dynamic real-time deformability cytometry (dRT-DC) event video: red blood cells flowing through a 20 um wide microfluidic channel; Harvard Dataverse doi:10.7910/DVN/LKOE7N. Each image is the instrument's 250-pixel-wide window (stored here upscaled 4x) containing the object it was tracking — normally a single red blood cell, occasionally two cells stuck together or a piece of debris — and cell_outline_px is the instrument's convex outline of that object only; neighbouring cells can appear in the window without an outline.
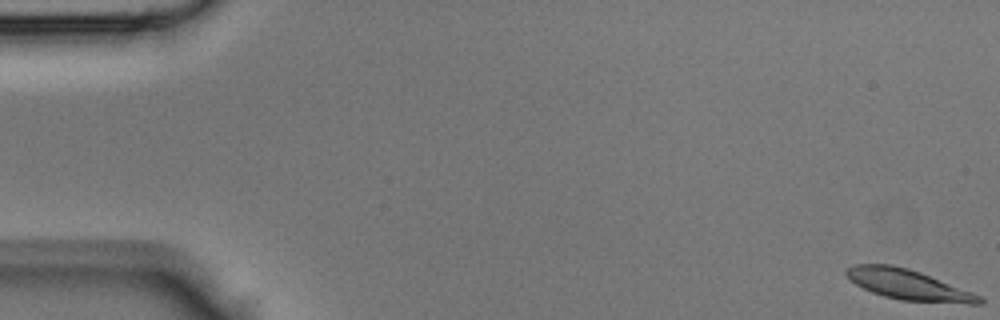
{"species": "Egyptian fruit bat (a non-hibernating species)", "species_latin": "Rousettus aegyptiacus", "temperature_condition": "room temperature", "stored_images_in_passage": 45, "camera_frame_rate_fps": 3000, "um_per_image_px": 0.085, "animal": {"sex": "male"}, "frame": {"image": 1, "passage_image": 1, "time_ms": 0.0, "image_size_px": [1000, 320], "cell_outline_px": [[984, 304], [968, 304], [900, 300], [884, 296], [872, 292], [856, 284], [844, 272], [844, 268], [852, 264], [892, 264], [908, 268], [920, 272], [972, 292], [980, 296], [984, 300]], "centroid_in_image_um": [77.2, 24.19], "position_along_channel_um": 7.8, "area_um2": 23.47}}
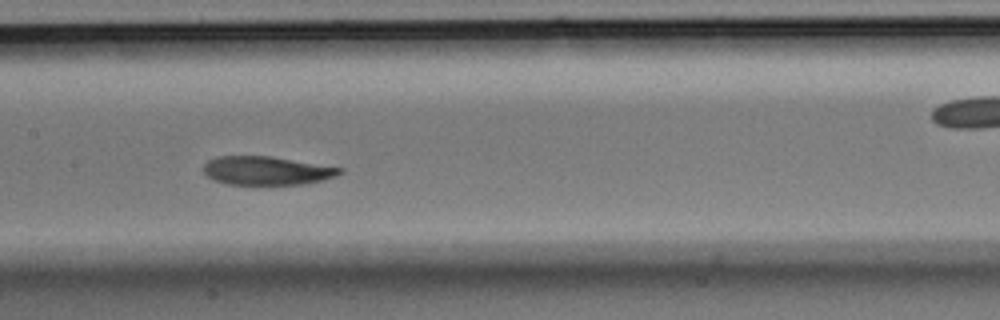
{"frame": {"image": 2, "passage_image": 22, "time_ms": 7.0, "image_size_px": [1000, 320], "cell_outline_px": [[344, 172], [336, 176], [324, 180], [304, 184], [228, 184], [216, 180], [208, 176], [204, 172], [204, 164], [208, 160], [216, 156], [272, 156], [344, 168]], "centroid_in_image_um": [22.71, 14.49], "position_along_channel_um": 184.7, "area_um2": 22.72}}
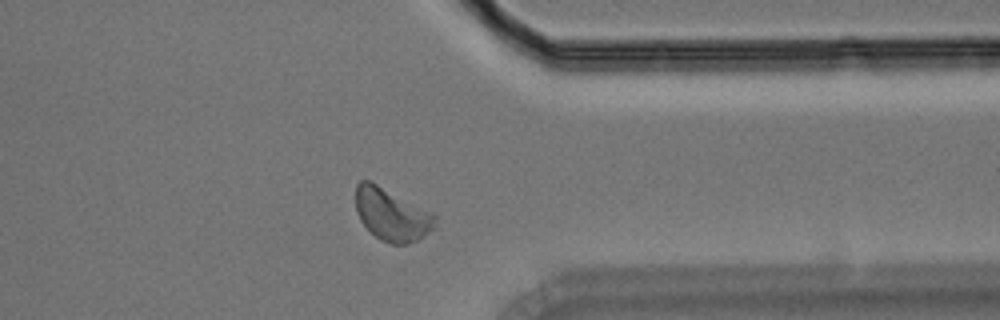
{"frame": {"image": 3, "passage_image": 35, "time_ms": 11.333, "image_size_px": [1000, 320], "cell_outline_px": [[436, 228], [424, 236], [408, 244], [392, 244], [380, 240], [360, 220], [356, 212], [356, 184], [360, 180], [368, 180], [432, 212], [436, 216]], "centroid_in_image_um": [33.31, 18.25], "position_along_channel_um": 378.1, "area_um2": 24.04}}